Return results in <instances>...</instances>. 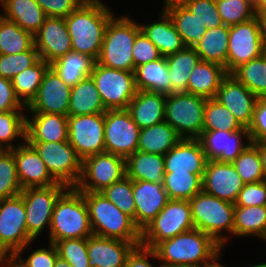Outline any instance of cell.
<instances>
[{"label": "cell", "instance_id": "cell-1", "mask_svg": "<svg viewBox=\"0 0 266 267\" xmlns=\"http://www.w3.org/2000/svg\"><path fill=\"white\" fill-rule=\"evenodd\" d=\"M222 249L211 236L195 228L153 248L163 267H210L220 260Z\"/></svg>", "mask_w": 266, "mask_h": 267}, {"label": "cell", "instance_id": "cell-2", "mask_svg": "<svg viewBox=\"0 0 266 267\" xmlns=\"http://www.w3.org/2000/svg\"><path fill=\"white\" fill-rule=\"evenodd\" d=\"M113 10L102 0H84L65 18L72 51L97 61Z\"/></svg>", "mask_w": 266, "mask_h": 267}, {"label": "cell", "instance_id": "cell-3", "mask_svg": "<svg viewBox=\"0 0 266 267\" xmlns=\"http://www.w3.org/2000/svg\"><path fill=\"white\" fill-rule=\"evenodd\" d=\"M84 196L94 235L128 242H141V230L134 219L123 213L100 192H81Z\"/></svg>", "mask_w": 266, "mask_h": 267}, {"label": "cell", "instance_id": "cell-4", "mask_svg": "<svg viewBox=\"0 0 266 267\" xmlns=\"http://www.w3.org/2000/svg\"><path fill=\"white\" fill-rule=\"evenodd\" d=\"M48 232V240L54 244L93 235L84 196L75 187H69L57 200Z\"/></svg>", "mask_w": 266, "mask_h": 267}, {"label": "cell", "instance_id": "cell-5", "mask_svg": "<svg viewBox=\"0 0 266 267\" xmlns=\"http://www.w3.org/2000/svg\"><path fill=\"white\" fill-rule=\"evenodd\" d=\"M141 31L139 23L126 14L114 15L106 28L97 63L133 72V43Z\"/></svg>", "mask_w": 266, "mask_h": 267}, {"label": "cell", "instance_id": "cell-6", "mask_svg": "<svg viewBox=\"0 0 266 267\" xmlns=\"http://www.w3.org/2000/svg\"><path fill=\"white\" fill-rule=\"evenodd\" d=\"M189 202L195 229L211 236L224 249L230 235H233L235 204L209 195L203 190ZM225 231L229 233V237L222 234Z\"/></svg>", "mask_w": 266, "mask_h": 267}, {"label": "cell", "instance_id": "cell-7", "mask_svg": "<svg viewBox=\"0 0 266 267\" xmlns=\"http://www.w3.org/2000/svg\"><path fill=\"white\" fill-rule=\"evenodd\" d=\"M194 228L190 202L170 199L141 231L140 245L153 249L158 243Z\"/></svg>", "mask_w": 266, "mask_h": 267}, {"label": "cell", "instance_id": "cell-8", "mask_svg": "<svg viewBox=\"0 0 266 267\" xmlns=\"http://www.w3.org/2000/svg\"><path fill=\"white\" fill-rule=\"evenodd\" d=\"M206 100L187 92L167 95L165 121L182 139H198L203 129Z\"/></svg>", "mask_w": 266, "mask_h": 267}, {"label": "cell", "instance_id": "cell-9", "mask_svg": "<svg viewBox=\"0 0 266 267\" xmlns=\"http://www.w3.org/2000/svg\"><path fill=\"white\" fill-rule=\"evenodd\" d=\"M34 240L28 235L23 197L0 200V248L11 259L23 254Z\"/></svg>", "mask_w": 266, "mask_h": 267}, {"label": "cell", "instance_id": "cell-10", "mask_svg": "<svg viewBox=\"0 0 266 267\" xmlns=\"http://www.w3.org/2000/svg\"><path fill=\"white\" fill-rule=\"evenodd\" d=\"M90 76L107 110L127 109L138 91L134 72L131 71L113 69L95 62Z\"/></svg>", "mask_w": 266, "mask_h": 267}, {"label": "cell", "instance_id": "cell-11", "mask_svg": "<svg viewBox=\"0 0 266 267\" xmlns=\"http://www.w3.org/2000/svg\"><path fill=\"white\" fill-rule=\"evenodd\" d=\"M28 143L39 154L57 182L68 187L78 184L82 174V160L68 141Z\"/></svg>", "mask_w": 266, "mask_h": 267}, {"label": "cell", "instance_id": "cell-12", "mask_svg": "<svg viewBox=\"0 0 266 267\" xmlns=\"http://www.w3.org/2000/svg\"><path fill=\"white\" fill-rule=\"evenodd\" d=\"M68 188L58 182L49 187L26 188L20 193L24 200L27 232L34 241L45 227L50 229L55 204Z\"/></svg>", "mask_w": 266, "mask_h": 267}, {"label": "cell", "instance_id": "cell-13", "mask_svg": "<svg viewBox=\"0 0 266 267\" xmlns=\"http://www.w3.org/2000/svg\"><path fill=\"white\" fill-rule=\"evenodd\" d=\"M126 176V159L102 152L82 161V174L75 188L79 192H101Z\"/></svg>", "mask_w": 266, "mask_h": 267}, {"label": "cell", "instance_id": "cell-14", "mask_svg": "<svg viewBox=\"0 0 266 267\" xmlns=\"http://www.w3.org/2000/svg\"><path fill=\"white\" fill-rule=\"evenodd\" d=\"M105 152L127 159L138 150L140 127L127 109L104 112Z\"/></svg>", "mask_w": 266, "mask_h": 267}, {"label": "cell", "instance_id": "cell-15", "mask_svg": "<svg viewBox=\"0 0 266 267\" xmlns=\"http://www.w3.org/2000/svg\"><path fill=\"white\" fill-rule=\"evenodd\" d=\"M104 127V112L68 116V142L82 161L105 152Z\"/></svg>", "mask_w": 266, "mask_h": 267}, {"label": "cell", "instance_id": "cell-16", "mask_svg": "<svg viewBox=\"0 0 266 267\" xmlns=\"http://www.w3.org/2000/svg\"><path fill=\"white\" fill-rule=\"evenodd\" d=\"M256 18L229 27L227 74L265 53Z\"/></svg>", "mask_w": 266, "mask_h": 267}, {"label": "cell", "instance_id": "cell-17", "mask_svg": "<svg viewBox=\"0 0 266 267\" xmlns=\"http://www.w3.org/2000/svg\"><path fill=\"white\" fill-rule=\"evenodd\" d=\"M244 185L232 163L207 160L202 179L205 193L234 204Z\"/></svg>", "mask_w": 266, "mask_h": 267}, {"label": "cell", "instance_id": "cell-18", "mask_svg": "<svg viewBox=\"0 0 266 267\" xmlns=\"http://www.w3.org/2000/svg\"><path fill=\"white\" fill-rule=\"evenodd\" d=\"M198 140L207 160L227 163H232L251 143L249 131L246 127L235 132L202 131ZM244 140H246V143L243 142Z\"/></svg>", "mask_w": 266, "mask_h": 267}, {"label": "cell", "instance_id": "cell-19", "mask_svg": "<svg viewBox=\"0 0 266 267\" xmlns=\"http://www.w3.org/2000/svg\"><path fill=\"white\" fill-rule=\"evenodd\" d=\"M34 46L39 58L50 64L72 51L71 37L65 18L47 17L34 35Z\"/></svg>", "mask_w": 266, "mask_h": 267}, {"label": "cell", "instance_id": "cell-20", "mask_svg": "<svg viewBox=\"0 0 266 267\" xmlns=\"http://www.w3.org/2000/svg\"><path fill=\"white\" fill-rule=\"evenodd\" d=\"M70 96L71 87L64 83L50 67L43 77L36 98L26 111L68 116Z\"/></svg>", "mask_w": 266, "mask_h": 267}, {"label": "cell", "instance_id": "cell-21", "mask_svg": "<svg viewBox=\"0 0 266 267\" xmlns=\"http://www.w3.org/2000/svg\"><path fill=\"white\" fill-rule=\"evenodd\" d=\"M257 96L231 74L221 81L215 99L223 104L239 123L248 128L253 119Z\"/></svg>", "mask_w": 266, "mask_h": 267}, {"label": "cell", "instance_id": "cell-22", "mask_svg": "<svg viewBox=\"0 0 266 267\" xmlns=\"http://www.w3.org/2000/svg\"><path fill=\"white\" fill-rule=\"evenodd\" d=\"M12 151L22 190L49 187L58 183L47 170L39 154L27 141Z\"/></svg>", "mask_w": 266, "mask_h": 267}, {"label": "cell", "instance_id": "cell-23", "mask_svg": "<svg viewBox=\"0 0 266 267\" xmlns=\"http://www.w3.org/2000/svg\"><path fill=\"white\" fill-rule=\"evenodd\" d=\"M140 243L93 234L87 238L91 267H125L128 255Z\"/></svg>", "mask_w": 266, "mask_h": 267}, {"label": "cell", "instance_id": "cell-24", "mask_svg": "<svg viewBox=\"0 0 266 267\" xmlns=\"http://www.w3.org/2000/svg\"><path fill=\"white\" fill-rule=\"evenodd\" d=\"M133 197L136 204L135 224L142 231L170 200L163 183L133 181Z\"/></svg>", "mask_w": 266, "mask_h": 267}, {"label": "cell", "instance_id": "cell-25", "mask_svg": "<svg viewBox=\"0 0 266 267\" xmlns=\"http://www.w3.org/2000/svg\"><path fill=\"white\" fill-rule=\"evenodd\" d=\"M165 172H189L204 176L207 163L198 139H181L164 155Z\"/></svg>", "mask_w": 266, "mask_h": 267}, {"label": "cell", "instance_id": "cell-26", "mask_svg": "<svg viewBox=\"0 0 266 267\" xmlns=\"http://www.w3.org/2000/svg\"><path fill=\"white\" fill-rule=\"evenodd\" d=\"M26 116L27 142L68 141V116L54 113L29 112Z\"/></svg>", "mask_w": 266, "mask_h": 267}, {"label": "cell", "instance_id": "cell-27", "mask_svg": "<svg viewBox=\"0 0 266 267\" xmlns=\"http://www.w3.org/2000/svg\"><path fill=\"white\" fill-rule=\"evenodd\" d=\"M163 10L171 18L186 47L194 48L207 27L180 0H164Z\"/></svg>", "mask_w": 266, "mask_h": 267}, {"label": "cell", "instance_id": "cell-28", "mask_svg": "<svg viewBox=\"0 0 266 267\" xmlns=\"http://www.w3.org/2000/svg\"><path fill=\"white\" fill-rule=\"evenodd\" d=\"M167 95L138 90L127 107L140 129L165 121Z\"/></svg>", "mask_w": 266, "mask_h": 267}, {"label": "cell", "instance_id": "cell-29", "mask_svg": "<svg viewBox=\"0 0 266 267\" xmlns=\"http://www.w3.org/2000/svg\"><path fill=\"white\" fill-rule=\"evenodd\" d=\"M158 21L148 24H139L141 31L158 48L161 56L167 57L184 49L182 38L175 29L169 15L161 10Z\"/></svg>", "mask_w": 266, "mask_h": 267}, {"label": "cell", "instance_id": "cell-30", "mask_svg": "<svg viewBox=\"0 0 266 267\" xmlns=\"http://www.w3.org/2000/svg\"><path fill=\"white\" fill-rule=\"evenodd\" d=\"M6 19L15 22L33 36L48 17L35 0H0Z\"/></svg>", "mask_w": 266, "mask_h": 267}, {"label": "cell", "instance_id": "cell-31", "mask_svg": "<svg viewBox=\"0 0 266 267\" xmlns=\"http://www.w3.org/2000/svg\"><path fill=\"white\" fill-rule=\"evenodd\" d=\"M227 75L223 66L200 61L189 76L187 93L206 99L215 98L222 79Z\"/></svg>", "mask_w": 266, "mask_h": 267}, {"label": "cell", "instance_id": "cell-32", "mask_svg": "<svg viewBox=\"0 0 266 267\" xmlns=\"http://www.w3.org/2000/svg\"><path fill=\"white\" fill-rule=\"evenodd\" d=\"M134 77L137 90L171 94V81L166 57L162 56L136 67Z\"/></svg>", "mask_w": 266, "mask_h": 267}, {"label": "cell", "instance_id": "cell-33", "mask_svg": "<svg viewBox=\"0 0 266 267\" xmlns=\"http://www.w3.org/2000/svg\"><path fill=\"white\" fill-rule=\"evenodd\" d=\"M164 175L163 155L137 150L126 159V176L133 181L163 183Z\"/></svg>", "mask_w": 266, "mask_h": 267}, {"label": "cell", "instance_id": "cell-34", "mask_svg": "<svg viewBox=\"0 0 266 267\" xmlns=\"http://www.w3.org/2000/svg\"><path fill=\"white\" fill-rule=\"evenodd\" d=\"M106 110L91 76L71 87L68 116L90 115Z\"/></svg>", "mask_w": 266, "mask_h": 267}, {"label": "cell", "instance_id": "cell-35", "mask_svg": "<svg viewBox=\"0 0 266 267\" xmlns=\"http://www.w3.org/2000/svg\"><path fill=\"white\" fill-rule=\"evenodd\" d=\"M228 41L229 26L223 24L216 28H208L194 49L201 61L216 63L223 66L227 72Z\"/></svg>", "mask_w": 266, "mask_h": 267}, {"label": "cell", "instance_id": "cell-36", "mask_svg": "<svg viewBox=\"0 0 266 267\" xmlns=\"http://www.w3.org/2000/svg\"><path fill=\"white\" fill-rule=\"evenodd\" d=\"M182 138L166 121L140 129L138 151L165 155Z\"/></svg>", "mask_w": 266, "mask_h": 267}, {"label": "cell", "instance_id": "cell-37", "mask_svg": "<svg viewBox=\"0 0 266 267\" xmlns=\"http://www.w3.org/2000/svg\"><path fill=\"white\" fill-rule=\"evenodd\" d=\"M95 62L90 56L70 51L68 54L53 61L50 67L64 83L73 87L90 76Z\"/></svg>", "mask_w": 266, "mask_h": 267}, {"label": "cell", "instance_id": "cell-38", "mask_svg": "<svg viewBox=\"0 0 266 267\" xmlns=\"http://www.w3.org/2000/svg\"><path fill=\"white\" fill-rule=\"evenodd\" d=\"M254 236L266 242V206H235L233 236Z\"/></svg>", "mask_w": 266, "mask_h": 267}, {"label": "cell", "instance_id": "cell-39", "mask_svg": "<svg viewBox=\"0 0 266 267\" xmlns=\"http://www.w3.org/2000/svg\"><path fill=\"white\" fill-rule=\"evenodd\" d=\"M171 81V94L187 92V84L195 66L201 61L194 48L185 47L166 57Z\"/></svg>", "mask_w": 266, "mask_h": 267}, {"label": "cell", "instance_id": "cell-40", "mask_svg": "<svg viewBox=\"0 0 266 267\" xmlns=\"http://www.w3.org/2000/svg\"><path fill=\"white\" fill-rule=\"evenodd\" d=\"M49 68L50 63L40 58L34 65L12 79L14 93L26 108L36 98L39 86Z\"/></svg>", "mask_w": 266, "mask_h": 267}, {"label": "cell", "instance_id": "cell-41", "mask_svg": "<svg viewBox=\"0 0 266 267\" xmlns=\"http://www.w3.org/2000/svg\"><path fill=\"white\" fill-rule=\"evenodd\" d=\"M202 179L189 172H165L163 187L169 199L189 201L202 191Z\"/></svg>", "mask_w": 266, "mask_h": 267}, {"label": "cell", "instance_id": "cell-42", "mask_svg": "<svg viewBox=\"0 0 266 267\" xmlns=\"http://www.w3.org/2000/svg\"><path fill=\"white\" fill-rule=\"evenodd\" d=\"M231 75L257 97H266V51L236 68Z\"/></svg>", "mask_w": 266, "mask_h": 267}, {"label": "cell", "instance_id": "cell-43", "mask_svg": "<svg viewBox=\"0 0 266 267\" xmlns=\"http://www.w3.org/2000/svg\"><path fill=\"white\" fill-rule=\"evenodd\" d=\"M26 116L27 113L24 110L0 113V148L2 150H12L26 141ZM17 138L24 141L13 145L12 142Z\"/></svg>", "mask_w": 266, "mask_h": 267}, {"label": "cell", "instance_id": "cell-44", "mask_svg": "<svg viewBox=\"0 0 266 267\" xmlns=\"http://www.w3.org/2000/svg\"><path fill=\"white\" fill-rule=\"evenodd\" d=\"M244 127L223 104L215 98L206 100L202 131L235 132Z\"/></svg>", "mask_w": 266, "mask_h": 267}, {"label": "cell", "instance_id": "cell-45", "mask_svg": "<svg viewBox=\"0 0 266 267\" xmlns=\"http://www.w3.org/2000/svg\"><path fill=\"white\" fill-rule=\"evenodd\" d=\"M34 36L15 22L6 19L0 30V54L14 55L29 50Z\"/></svg>", "mask_w": 266, "mask_h": 267}, {"label": "cell", "instance_id": "cell-46", "mask_svg": "<svg viewBox=\"0 0 266 267\" xmlns=\"http://www.w3.org/2000/svg\"><path fill=\"white\" fill-rule=\"evenodd\" d=\"M232 164L245 184L266 180L259 149L254 143H250Z\"/></svg>", "mask_w": 266, "mask_h": 267}, {"label": "cell", "instance_id": "cell-47", "mask_svg": "<svg viewBox=\"0 0 266 267\" xmlns=\"http://www.w3.org/2000/svg\"><path fill=\"white\" fill-rule=\"evenodd\" d=\"M22 192L12 150L0 152V200L19 195Z\"/></svg>", "mask_w": 266, "mask_h": 267}, {"label": "cell", "instance_id": "cell-48", "mask_svg": "<svg viewBox=\"0 0 266 267\" xmlns=\"http://www.w3.org/2000/svg\"><path fill=\"white\" fill-rule=\"evenodd\" d=\"M100 193L135 222L136 204L133 197V180L125 176L122 180L104 188Z\"/></svg>", "mask_w": 266, "mask_h": 267}, {"label": "cell", "instance_id": "cell-49", "mask_svg": "<svg viewBox=\"0 0 266 267\" xmlns=\"http://www.w3.org/2000/svg\"><path fill=\"white\" fill-rule=\"evenodd\" d=\"M218 13L226 26H233L255 17L254 5L249 0H215Z\"/></svg>", "mask_w": 266, "mask_h": 267}, {"label": "cell", "instance_id": "cell-50", "mask_svg": "<svg viewBox=\"0 0 266 267\" xmlns=\"http://www.w3.org/2000/svg\"><path fill=\"white\" fill-rule=\"evenodd\" d=\"M38 51L33 45L29 50L19 54H0V76L12 80L39 60Z\"/></svg>", "mask_w": 266, "mask_h": 267}, {"label": "cell", "instance_id": "cell-51", "mask_svg": "<svg viewBox=\"0 0 266 267\" xmlns=\"http://www.w3.org/2000/svg\"><path fill=\"white\" fill-rule=\"evenodd\" d=\"M58 256L65 259L71 267H91L87 250V238L57 241Z\"/></svg>", "mask_w": 266, "mask_h": 267}, {"label": "cell", "instance_id": "cell-52", "mask_svg": "<svg viewBox=\"0 0 266 267\" xmlns=\"http://www.w3.org/2000/svg\"><path fill=\"white\" fill-rule=\"evenodd\" d=\"M48 244V248L35 249L26 258L22 254H15L10 261L16 267H54L58 251L54 243Z\"/></svg>", "mask_w": 266, "mask_h": 267}, {"label": "cell", "instance_id": "cell-53", "mask_svg": "<svg viewBox=\"0 0 266 267\" xmlns=\"http://www.w3.org/2000/svg\"><path fill=\"white\" fill-rule=\"evenodd\" d=\"M205 26L212 29L223 25L215 0H180Z\"/></svg>", "mask_w": 266, "mask_h": 267}, {"label": "cell", "instance_id": "cell-54", "mask_svg": "<svg viewBox=\"0 0 266 267\" xmlns=\"http://www.w3.org/2000/svg\"><path fill=\"white\" fill-rule=\"evenodd\" d=\"M161 57L158 48L140 31L133 43V72L136 67Z\"/></svg>", "mask_w": 266, "mask_h": 267}, {"label": "cell", "instance_id": "cell-55", "mask_svg": "<svg viewBox=\"0 0 266 267\" xmlns=\"http://www.w3.org/2000/svg\"><path fill=\"white\" fill-rule=\"evenodd\" d=\"M251 143H266V97H258L248 127Z\"/></svg>", "mask_w": 266, "mask_h": 267}, {"label": "cell", "instance_id": "cell-56", "mask_svg": "<svg viewBox=\"0 0 266 267\" xmlns=\"http://www.w3.org/2000/svg\"><path fill=\"white\" fill-rule=\"evenodd\" d=\"M235 206H266V180L245 184Z\"/></svg>", "mask_w": 266, "mask_h": 267}, {"label": "cell", "instance_id": "cell-57", "mask_svg": "<svg viewBox=\"0 0 266 267\" xmlns=\"http://www.w3.org/2000/svg\"><path fill=\"white\" fill-rule=\"evenodd\" d=\"M48 17L66 18L84 0H35Z\"/></svg>", "mask_w": 266, "mask_h": 267}, {"label": "cell", "instance_id": "cell-58", "mask_svg": "<svg viewBox=\"0 0 266 267\" xmlns=\"http://www.w3.org/2000/svg\"><path fill=\"white\" fill-rule=\"evenodd\" d=\"M11 110H26V107L17 99L12 80L0 76V113Z\"/></svg>", "mask_w": 266, "mask_h": 267}, {"label": "cell", "instance_id": "cell-59", "mask_svg": "<svg viewBox=\"0 0 266 267\" xmlns=\"http://www.w3.org/2000/svg\"><path fill=\"white\" fill-rule=\"evenodd\" d=\"M158 259L155 251L151 248L144 247L142 245L136 246L132 252L128 255L125 267H163L158 261V265L152 264L150 259Z\"/></svg>", "mask_w": 266, "mask_h": 267}, {"label": "cell", "instance_id": "cell-60", "mask_svg": "<svg viewBox=\"0 0 266 267\" xmlns=\"http://www.w3.org/2000/svg\"><path fill=\"white\" fill-rule=\"evenodd\" d=\"M255 18L258 22L260 38L266 50V13L255 12Z\"/></svg>", "mask_w": 266, "mask_h": 267}, {"label": "cell", "instance_id": "cell-61", "mask_svg": "<svg viewBox=\"0 0 266 267\" xmlns=\"http://www.w3.org/2000/svg\"><path fill=\"white\" fill-rule=\"evenodd\" d=\"M254 144L259 149L262 169H263L264 177L266 178V143H254Z\"/></svg>", "mask_w": 266, "mask_h": 267}, {"label": "cell", "instance_id": "cell-62", "mask_svg": "<svg viewBox=\"0 0 266 267\" xmlns=\"http://www.w3.org/2000/svg\"><path fill=\"white\" fill-rule=\"evenodd\" d=\"M254 9L255 12L266 13V0H256Z\"/></svg>", "mask_w": 266, "mask_h": 267}, {"label": "cell", "instance_id": "cell-63", "mask_svg": "<svg viewBox=\"0 0 266 267\" xmlns=\"http://www.w3.org/2000/svg\"><path fill=\"white\" fill-rule=\"evenodd\" d=\"M9 261H10V258L0 248V267H4Z\"/></svg>", "mask_w": 266, "mask_h": 267}, {"label": "cell", "instance_id": "cell-64", "mask_svg": "<svg viewBox=\"0 0 266 267\" xmlns=\"http://www.w3.org/2000/svg\"><path fill=\"white\" fill-rule=\"evenodd\" d=\"M54 267H71V265L60 256H57Z\"/></svg>", "mask_w": 266, "mask_h": 267}, {"label": "cell", "instance_id": "cell-65", "mask_svg": "<svg viewBox=\"0 0 266 267\" xmlns=\"http://www.w3.org/2000/svg\"><path fill=\"white\" fill-rule=\"evenodd\" d=\"M5 20H6V17L4 16V13H1L0 14V30Z\"/></svg>", "mask_w": 266, "mask_h": 267}, {"label": "cell", "instance_id": "cell-66", "mask_svg": "<svg viewBox=\"0 0 266 267\" xmlns=\"http://www.w3.org/2000/svg\"><path fill=\"white\" fill-rule=\"evenodd\" d=\"M248 267H266V262H262V263H258V264L255 263V265H250Z\"/></svg>", "mask_w": 266, "mask_h": 267}, {"label": "cell", "instance_id": "cell-67", "mask_svg": "<svg viewBox=\"0 0 266 267\" xmlns=\"http://www.w3.org/2000/svg\"><path fill=\"white\" fill-rule=\"evenodd\" d=\"M210 267H227V266H224V264H222V262H221V264L219 263V260L214 264V265H212V266H210Z\"/></svg>", "mask_w": 266, "mask_h": 267}, {"label": "cell", "instance_id": "cell-68", "mask_svg": "<svg viewBox=\"0 0 266 267\" xmlns=\"http://www.w3.org/2000/svg\"><path fill=\"white\" fill-rule=\"evenodd\" d=\"M4 267H16L11 261H9Z\"/></svg>", "mask_w": 266, "mask_h": 267}, {"label": "cell", "instance_id": "cell-69", "mask_svg": "<svg viewBox=\"0 0 266 267\" xmlns=\"http://www.w3.org/2000/svg\"><path fill=\"white\" fill-rule=\"evenodd\" d=\"M253 5L256 2V0H249Z\"/></svg>", "mask_w": 266, "mask_h": 267}]
</instances>
